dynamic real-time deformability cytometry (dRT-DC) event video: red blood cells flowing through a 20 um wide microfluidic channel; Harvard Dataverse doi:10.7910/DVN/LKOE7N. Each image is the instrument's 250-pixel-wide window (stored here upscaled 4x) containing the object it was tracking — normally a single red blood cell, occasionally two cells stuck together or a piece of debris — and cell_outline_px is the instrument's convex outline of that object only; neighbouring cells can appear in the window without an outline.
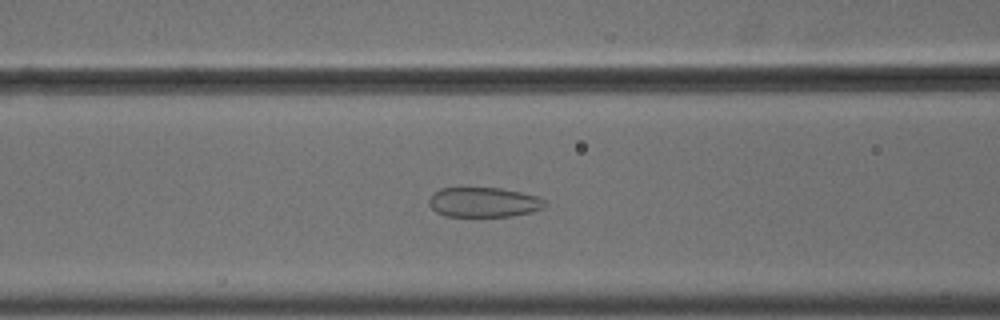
{"species": "common noctule bat (a hibernating species)", "species_latin": "Nyctalus noctula", "temperature_condition": "cold", "stored_images_in_passage": 56, "camera_frame_rate_fps": 3000, "um_per_image_px": 0.085, "animal": {"sex": "male", "body_mass_g": 18.8}, "frame": {"image": 1, "passage_image": 24, "time_ms": 7.667, "image_size_px": [1000, 320], "cell_outline_px": [[548, 204], [544, 208], [532, 212], [512, 216], [444, 216], [436, 212], [428, 204], [428, 200], [432, 192], [440, 188], [500, 188], [520, 192], [536, 196], [544, 200]], "centroid_in_image_um": [41.1, 17.19], "position_along_channel_um": 125.5, "area_um2": 20.29}}
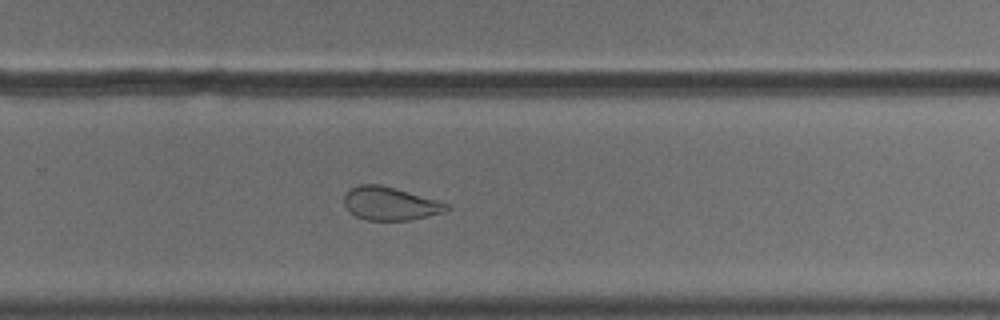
{"frame": {"image": 2, "passage_image": 38, "time_ms": 12.333, "image_size_px": [1000, 320], "cell_outline_px": [[452, 208], [444, 212], [408, 220], [368, 220], [356, 216], [348, 212], [344, 204], [344, 196], [352, 188], [360, 184], [380, 184], [396, 188], [436, 200], [448, 204]], "centroid_in_image_um": [33.14, 17.3], "position_along_channel_um": 296.7, "area_um2": 19.71}}
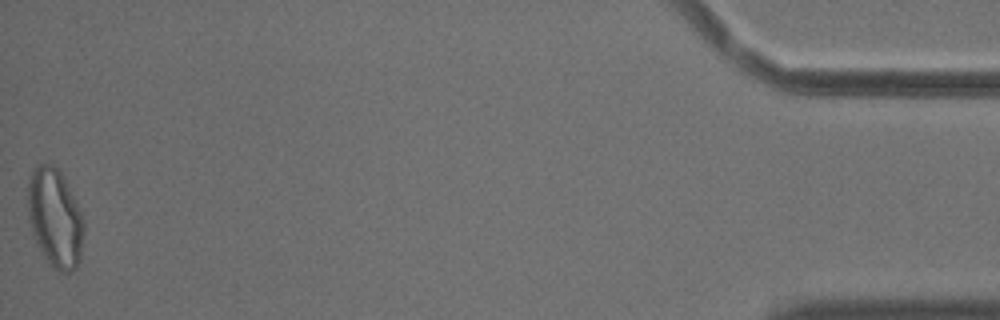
{"frame": {"image": 3, "passage_image": 56, "time_ms": 18.333, "image_size_px": [1000, 320], "cell_outline_px": [[84, 232], [80, 260], [76, 268], [72, 272], [60, 272], [48, 264], [36, 244], [28, 220], [28, 180], [32, 168], [36, 164], [52, 164], [60, 172], [84, 220]], "centroid_in_image_um": [4.65, 18.57], "position_along_channel_um": 430.5, "area_um2": 32.31}, "authors_computed_cell_mechanics": {"area_um2": 25.6921, "velocity_mm_per_s": 3.6709, "shape_relaxation_time_tau1_ms": null, "shape_relaxation_time_tau2_ms": 1.5643, "deformation_change_tau1": null, "deformation_change_tau2": 0.0676}}